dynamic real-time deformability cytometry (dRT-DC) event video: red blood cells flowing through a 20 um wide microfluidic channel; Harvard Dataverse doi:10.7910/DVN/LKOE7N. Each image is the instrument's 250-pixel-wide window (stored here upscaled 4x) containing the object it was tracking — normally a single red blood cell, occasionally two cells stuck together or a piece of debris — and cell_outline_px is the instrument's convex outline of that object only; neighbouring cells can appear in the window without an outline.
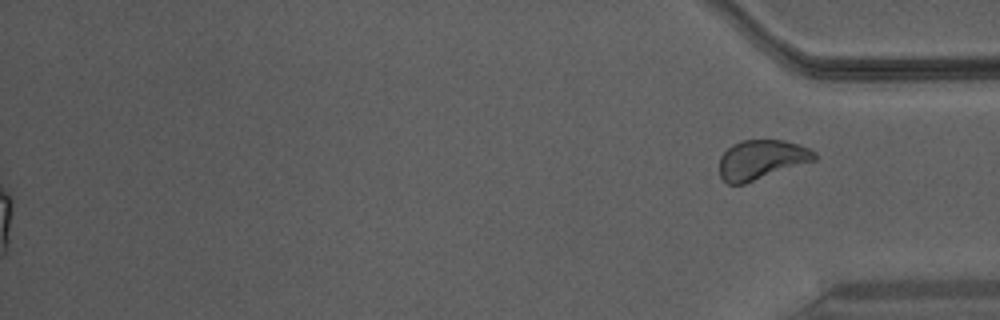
{"species": "Egyptian fruit bat (a non-hibernating species)", "species_latin": "Rousettus aegyptiacus", "temperature_condition": "warm", "stored_images_in_passage": 32, "segment_of_instrument_passage": [2, 2], "camera_frame_rate_fps": 3000, "um_per_image_px": 0.085, "animal": {"sex": "male"}, "frame": {"image": 1, "passage_image": 32, "time_ms": 10.333, "image_size_px": [1000, 320], "cell_outline_px": [[816, 160], [744, 184], [728, 184], [720, 176], [720, 156], [732, 144], [740, 140], [784, 140], [800, 144], [816, 152]], "centroid_in_image_um": [64.73, 13.56], "position_along_channel_um": 370.5, "area_um2": 21.91}}